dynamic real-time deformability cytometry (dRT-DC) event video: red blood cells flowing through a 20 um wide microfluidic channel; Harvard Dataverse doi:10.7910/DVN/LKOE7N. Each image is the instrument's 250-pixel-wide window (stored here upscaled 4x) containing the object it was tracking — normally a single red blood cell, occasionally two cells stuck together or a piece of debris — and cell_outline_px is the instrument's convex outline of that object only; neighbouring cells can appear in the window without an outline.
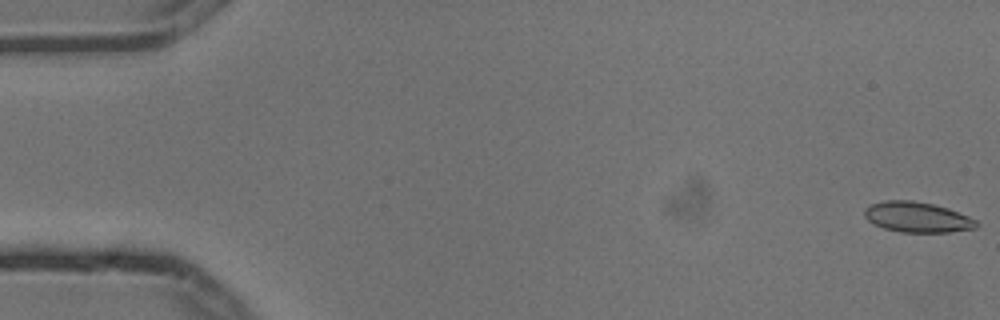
{"species": "common noctule bat (a hibernating species)", "species_latin": "Nyctalus noctula", "temperature_condition": "cold", "stored_images_in_passage": 5, "camera_frame_rate_fps": 3000, "um_per_image_px": 0.085, "animal": {"sex": "male", "body_mass_g": 13.3}, "frame": {"image": 1, "passage_image": 1, "time_ms": 0.0, "image_size_px": [1000, 320], "cell_outline_px": [[980, 224], [976, 228], [948, 232], [900, 232], [884, 228], [872, 224], [864, 216], [864, 208], [872, 204], [884, 200], [912, 200], [932, 204], [948, 208], [968, 216], [976, 220]], "centroid_in_image_um": [77.95, 18.46], "position_along_channel_um": 7.1, "area_um2": 19.88}}
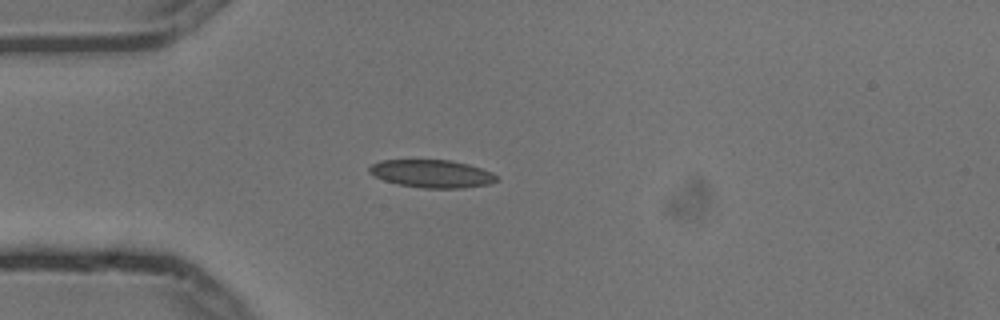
{"frame": {"image": 2, "passage_image": 5, "time_ms": 1.333, "image_size_px": [1000, 320], "cell_outline_px": [[500, 180], [488, 184], [464, 188], [424, 188], [396, 184], [384, 180], [368, 172], [368, 168], [372, 164], [380, 160], [448, 160], [468, 164], [492, 172]], "centroid_in_image_um": [36.7, 14.77], "position_along_channel_um": 48.3, "area_um2": 20.63}}